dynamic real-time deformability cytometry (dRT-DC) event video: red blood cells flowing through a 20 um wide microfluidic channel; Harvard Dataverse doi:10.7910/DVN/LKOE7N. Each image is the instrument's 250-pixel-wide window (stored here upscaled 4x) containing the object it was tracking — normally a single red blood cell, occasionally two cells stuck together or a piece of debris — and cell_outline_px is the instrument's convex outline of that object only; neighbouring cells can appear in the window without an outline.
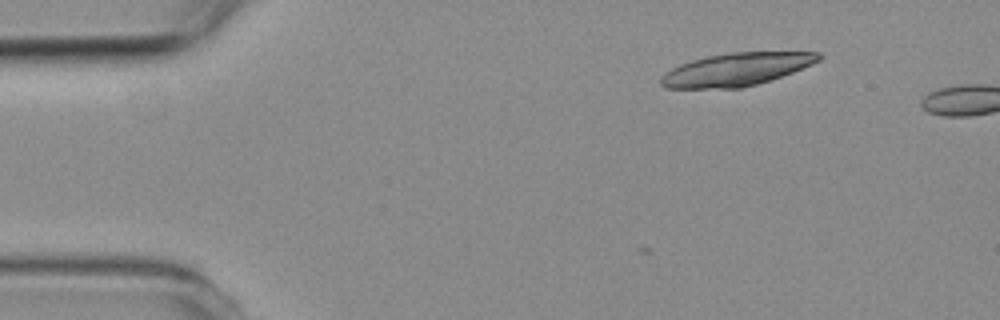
{"species": "common noctule bat (a hibernating species)", "species_latin": "Nyctalus noctula", "temperature_condition": "room temperature", "stored_images_in_passage": 7, "camera_frame_rate_fps": 3000, "um_per_image_px": 0.085, "animal": {"sex": "female", "body_mass_g": 19.3, "forearm_length_mm": 54.1}, "frame": {"image": 1, "passage_image": 3, "time_ms": 2.333, "image_size_px": [1000, 320], "cell_outline_px": [[820, 60], [812, 64], [792, 72], [756, 84], [740, 88], [664, 88], [660, 84], [660, 80], [672, 68], [680, 64], [692, 60], [708, 56], [732, 52], [820, 52]], "centroid_in_image_um": [62.58, 5.9], "position_along_channel_um": 22.4, "area_um2": 29.71}}
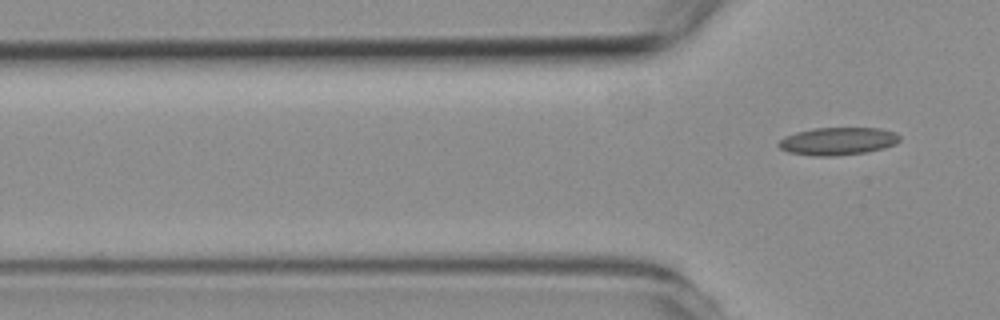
{"frame": {"image": 2, "passage_image": 7, "time_ms": 7.667, "image_size_px": [1000, 320], "cell_outline_px": [[900, 140], [896, 144], [884, 148], [864, 152], [836, 156], [812, 156], [788, 152], [780, 148], [776, 144], [784, 136], [796, 132], [816, 128], [880, 128], [896, 132], [900, 136]], "centroid_in_image_um": [71.21, 12.0], "position_along_channel_um": 54.6, "area_um2": 19.65}}